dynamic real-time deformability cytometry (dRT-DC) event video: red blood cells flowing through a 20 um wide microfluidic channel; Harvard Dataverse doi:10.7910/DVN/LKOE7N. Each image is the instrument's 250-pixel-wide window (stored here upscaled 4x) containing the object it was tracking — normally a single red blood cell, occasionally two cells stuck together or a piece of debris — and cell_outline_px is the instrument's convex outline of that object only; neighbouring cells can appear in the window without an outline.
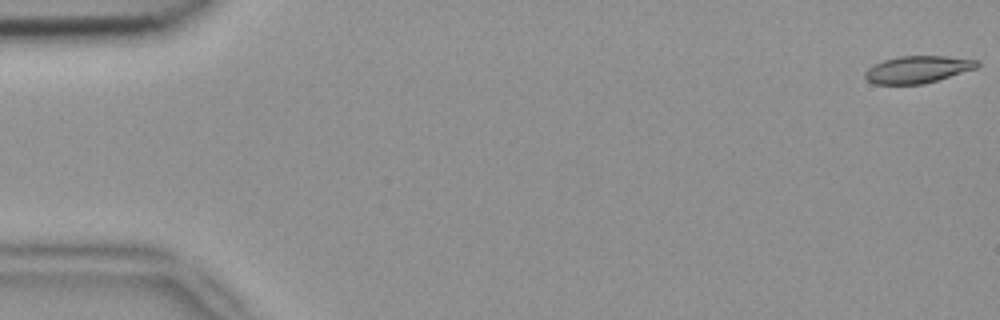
{"species": "common noctule bat (a hibernating species)", "species_latin": "Nyctalus noctula", "temperature_condition": "room temperature", "stored_images_in_passage": 5, "camera_frame_rate_fps": 3000, "um_per_image_px": 0.085, "animal": {"sex": "female", "body_mass_g": 18.4}, "frame": {"image": 1, "passage_image": 1, "time_ms": 0.0, "image_size_px": [1000, 320], "cell_outline_px": [[980, 64], [976, 68], [924, 84], [872, 84], [864, 76], [864, 72], [868, 68], [884, 60], [896, 56], [948, 56], [980, 60]], "centroid_in_image_um": [78.01, 5.9], "position_along_channel_um": 7.0, "area_um2": 17.74}}
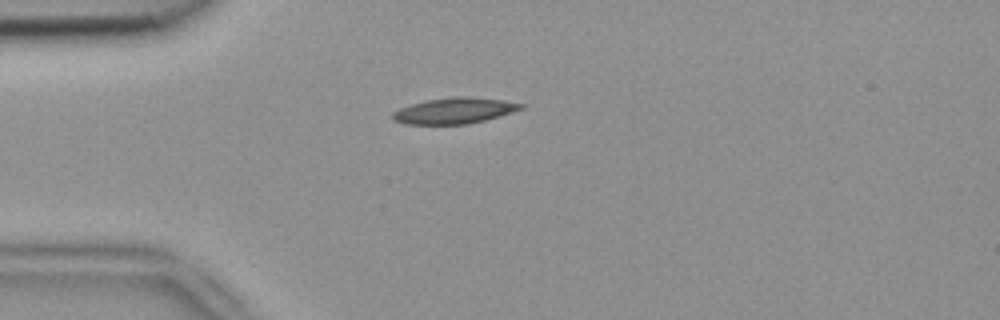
{"frame": {"image": 2, "passage_image": 5, "time_ms": 1.333, "image_size_px": [1000, 320], "cell_outline_px": [[524, 108], [512, 112], [484, 120], [468, 124], [404, 124], [392, 120], [392, 112], [400, 108], [412, 104], [428, 100], [452, 96], [468, 96], [504, 100], [524, 104]], "centroid_in_image_um": [38.61, 9.4], "position_along_channel_um": 46.4, "area_um2": 19.36}}